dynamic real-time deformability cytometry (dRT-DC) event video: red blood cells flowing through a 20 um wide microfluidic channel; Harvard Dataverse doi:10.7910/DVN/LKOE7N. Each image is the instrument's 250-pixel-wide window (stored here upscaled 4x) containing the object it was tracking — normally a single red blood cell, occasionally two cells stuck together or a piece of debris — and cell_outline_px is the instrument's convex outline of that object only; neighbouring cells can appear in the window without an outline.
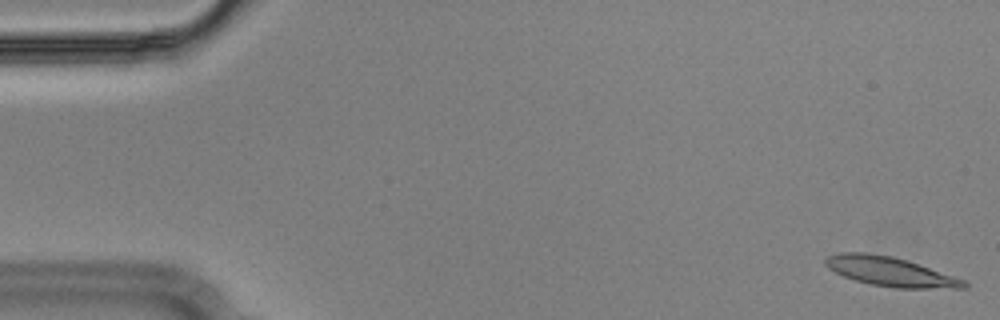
{"species": "Egyptian fruit bat (a non-hibernating species)", "species_latin": "Rousettus aegyptiacus", "temperature_condition": "cold", "stored_images_in_passage": 16, "camera_frame_rate_fps": 3000, "um_per_image_px": 0.085, "animal": {"sex": "male"}, "frame": {"image": 1, "passage_image": 1, "time_ms": 0.0, "image_size_px": [1000, 320], "cell_outline_px": [[968, 288], [896, 288], [872, 284], [856, 280], [844, 276], [828, 268], [824, 264], [824, 256], [840, 252], [864, 252], [892, 256], [964, 280], [968, 284]], "centroid_in_image_um": [75.59, 23.07], "position_along_channel_um": 9.4, "area_um2": 23.24}}
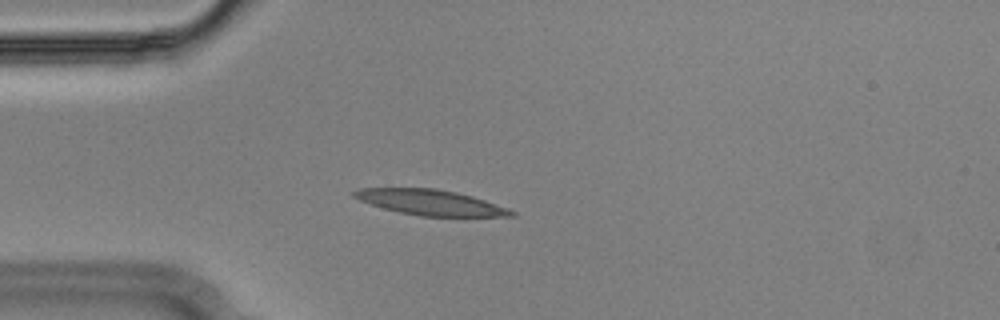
{"frame": {"image": 2, "passage_image": 14, "time_ms": 4.333, "image_size_px": [1000, 320], "cell_outline_px": [[516, 216], [420, 216], [400, 212], [384, 208], [360, 200], [352, 196], [352, 192], [360, 188], [436, 188], [456, 192], [472, 196], [508, 208], [516, 212]], "centroid_in_image_um": [36.6, 17.2], "position_along_channel_um": 48.4, "area_um2": 23.06}}